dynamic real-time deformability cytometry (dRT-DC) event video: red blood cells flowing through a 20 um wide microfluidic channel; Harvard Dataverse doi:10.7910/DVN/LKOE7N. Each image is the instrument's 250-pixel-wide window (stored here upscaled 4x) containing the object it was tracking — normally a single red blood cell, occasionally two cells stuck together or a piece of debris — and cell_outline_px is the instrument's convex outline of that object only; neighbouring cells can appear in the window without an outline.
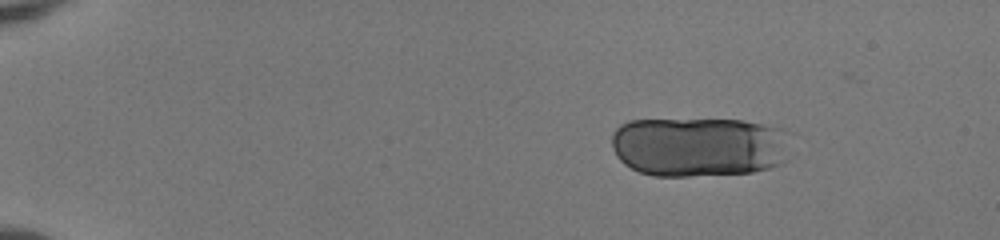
{"species": "human", "species_latin": "Homo sapiens", "temperature_condition": "room temperature", "stored_images_in_passage": 53, "camera_frame_rate_fps": 3000, "um_per_image_px": 0.085, "donor": {"sex": "female"}, "frame": {"image": 1, "passage_image": 9, "time_ms": 2.667, "image_size_px": [1000, 240], "cell_outline_px": [[792, 132], [784, 164], [772, 168], [752, 172], [688, 176], [652, 176], [640, 172], [624, 164], [616, 156], [612, 148], [612, 132], [620, 124], [628, 120], [744, 120], [788, 128]], "centroid_in_image_um": [59.48, 12.46], "position_along_channel_um": 25.5, "area_um2": 63.7}}
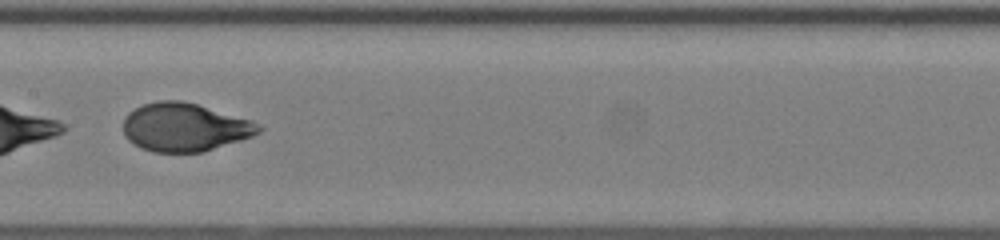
{"frame": {"image": 2, "passage_image": 31, "time_ms": 10.0, "image_size_px": [1000, 240], "cell_outline_px": [[264, 128], [260, 132], [252, 136], [204, 152], [152, 152], [140, 148], [128, 140], [124, 136], [124, 116], [128, 112], [144, 104], [160, 100], [180, 100], [196, 104], [252, 120], [260, 124]], "centroid_in_image_um": [15.69, 10.82], "position_along_channel_um": 191.7, "area_um2": 38.21}}
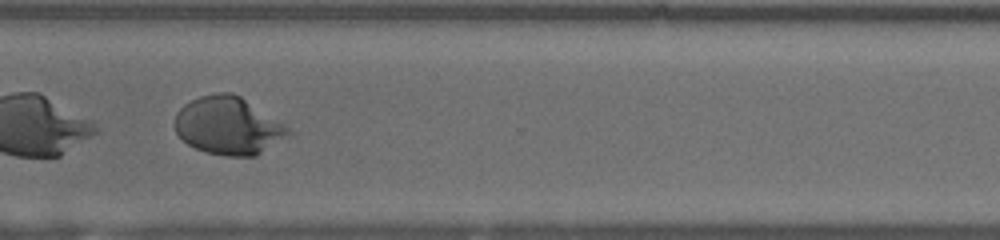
{"frame": {"image": 3, "passage_image": 43, "time_ms": 14.0, "image_size_px": [1000, 240], "cell_outline_px": [[296, 132], [256, 156], [224, 156], [204, 152], [188, 144], [176, 132], [176, 112], [184, 104], [200, 96], [216, 92], [232, 92], [240, 96], [288, 124]], "centroid_in_image_um": [19.49, 10.69], "position_along_channel_um": 351.1, "area_um2": 38.73}, "authors_computed_cell_mechanics": {"area_um2": 39.1884, "velocity_mm_per_s": 3.9957, "shape_relaxation_time_tau1_ms": 4.8965, "shape_relaxation_time_tau2_ms": null, "deformation_change_tau1": 0.2439, "deformation_change_tau2": null}}